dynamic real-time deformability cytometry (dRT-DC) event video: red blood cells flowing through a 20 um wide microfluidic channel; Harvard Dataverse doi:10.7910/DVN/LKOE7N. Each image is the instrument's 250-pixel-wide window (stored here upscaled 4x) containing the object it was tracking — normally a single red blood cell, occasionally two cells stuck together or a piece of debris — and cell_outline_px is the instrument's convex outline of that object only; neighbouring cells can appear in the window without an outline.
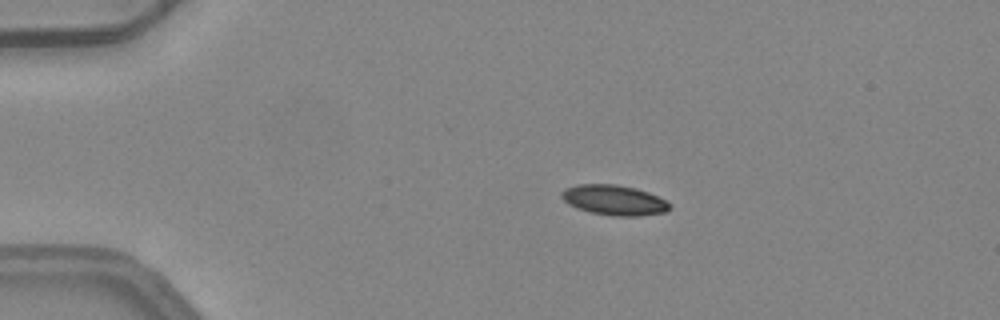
{"species": "common noctule bat (a hibernating species)", "species_latin": "Nyctalus noctula", "temperature_condition": "warm", "stored_images_in_passage": 4, "camera_frame_rate_fps": 3000, "um_per_image_px": 0.085, "animal": {"sex": "female", "body_mass_g": 24.6, "forearm_length_mm": 56.2}, "frame": {"image": 1, "passage_image": 2, "time_ms": 0.333, "image_size_px": [1000, 320], "cell_outline_px": [[672, 208], [668, 212], [640, 216], [612, 216], [592, 212], [576, 208], [568, 204], [560, 196], [560, 192], [564, 188], [576, 184], [616, 184], [636, 188], [648, 192], [664, 200]], "centroid_in_image_um": [52.17, 17.01], "position_along_channel_um": 32.8, "area_um2": 19.13}}